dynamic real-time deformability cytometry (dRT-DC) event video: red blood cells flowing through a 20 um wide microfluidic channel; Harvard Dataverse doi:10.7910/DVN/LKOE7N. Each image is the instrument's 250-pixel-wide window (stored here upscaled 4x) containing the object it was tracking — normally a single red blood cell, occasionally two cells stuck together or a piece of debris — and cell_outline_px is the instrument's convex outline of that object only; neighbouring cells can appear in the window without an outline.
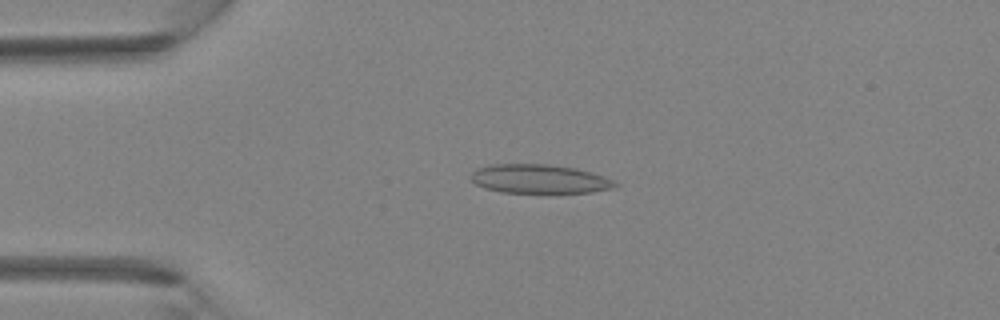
{"species": "Egyptian fruit bat (a non-hibernating species)", "species_latin": "Rousettus aegyptiacus", "temperature_condition": "room temperature", "stored_images_in_passage": 3, "camera_frame_rate_fps": 3000, "um_per_image_px": 0.085, "animal": {"sex": "female"}, "frame": {"image": 1, "passage_image": 3, "time_ms": 0.667, "image_size_px": [1000, 320], "cell_outline_px": [[620, 184], [616, 188], [592, 192], [556, 196], [500, 192], [484, 188], [476, 184], [468, 176], [476, 168], [488, 164], [548, 164], [576, 168], [592, 172], [604, 176]], "centroid_in_image_um": [45.88, 15.26], "position_along_channel_um": 39.1, "area_um2": 25.84}}